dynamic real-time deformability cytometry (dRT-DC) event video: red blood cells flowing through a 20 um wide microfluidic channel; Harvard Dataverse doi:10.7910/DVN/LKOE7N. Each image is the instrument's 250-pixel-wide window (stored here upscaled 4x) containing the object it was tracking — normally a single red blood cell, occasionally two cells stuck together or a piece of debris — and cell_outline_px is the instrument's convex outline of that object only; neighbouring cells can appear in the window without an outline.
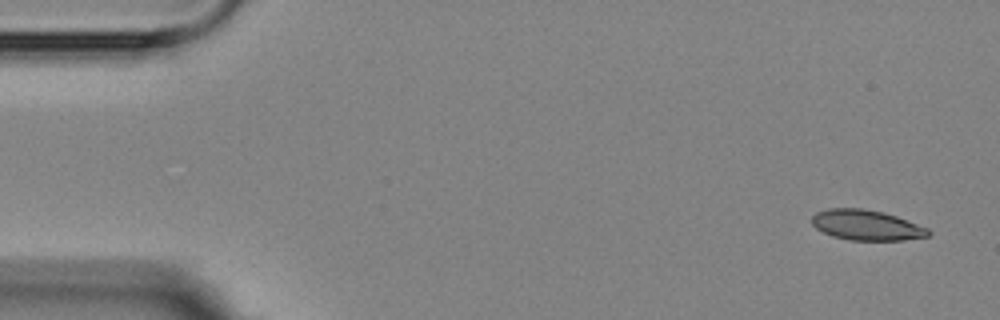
{"species": "Egyptian fruit bat (a non-hibernating species)", "species_latin": "Rousettus aegyptiacus", "temperature_condition": "room temperature", "stored_images_in_passage": 5, "segment_of_instrument_passage": [1, 2], "camera_frame_rate_fps": 3000, "um_per_image_px": 0.085, "animal": {"sex": "female"}, "frame": {"image": 1, "passage_image": 1, "time_ms": 0.0, "image_size_px": [1000, 320], "cell_outline_px": [[932, 232], [928, 236], [904, 240], [852, 240], [832, 236], [816, 228], [812, 224], [812, 216], [816, 212], [828, 208], [864, 208], [884, 212], [896, 216], [928, 228]], "centroid_in_image_um": [73.65, 19.13], "position_along_channel_um": 11.4, "area_um2": 20.58}}
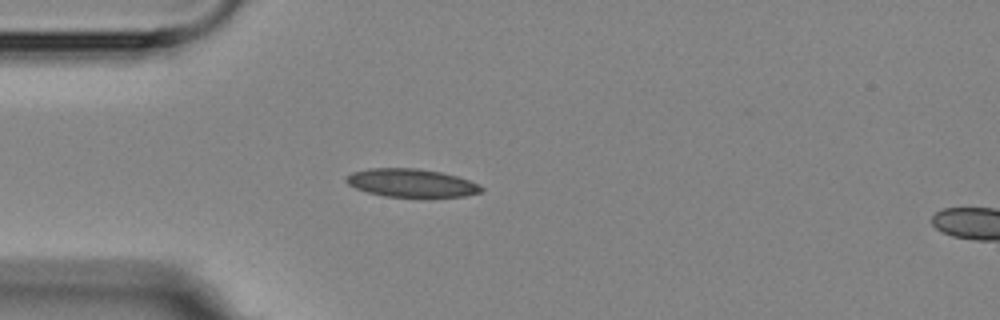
{"frame": {"image": 2, "passage_image": 4, "time_ms": 4.0, "image_size_px": [1000, 320], "cell_outline_px": [[484, 188], [480, 192], [464, 196], [428, 200], [384, 196], [368, 192], [356, 188], [348, 184], [344, 180], [352, 172], [368, 168], [416, 168], [440, 172], [456, 176], [468, 180]], "centroid_in_image_um": [34.98, 15.6], "position_along_channel_um": 50.0, "area_um2": 22.89}}